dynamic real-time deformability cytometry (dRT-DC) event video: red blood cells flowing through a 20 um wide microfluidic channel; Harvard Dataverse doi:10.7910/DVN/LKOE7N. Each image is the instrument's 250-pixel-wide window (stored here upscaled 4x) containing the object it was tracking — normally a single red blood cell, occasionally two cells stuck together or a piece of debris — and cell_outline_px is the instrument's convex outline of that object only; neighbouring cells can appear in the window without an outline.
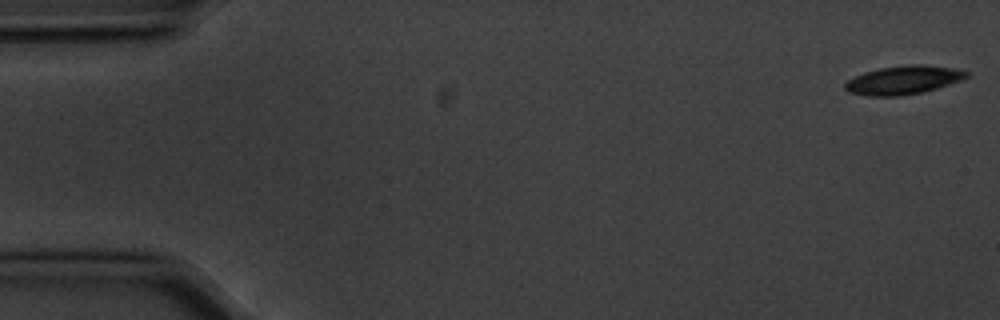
{"species": "common noctule bat (a hibernating species)", "species_latin": "Nyctalus noctula", "temperature_condition": "cold", "stored_images_in_passage": 4, "camera_frame_rate_fps": 3000, "um_per_image_px": 0.085, "animal": {"sex": "male", "body_mass_g": 20.1, "forearm_length_mm": 53.5}, "frame": {"image": 1, "passage_image": 1, "time_ms": 0.0, "image_size_px": [1000, 320], "cell_outline_px": [[968, 76], [964, 80], [924, 92], [900, 96], [868, 96], [848, 92], [844, 88], [844, 84], [848, 80], [864, 72], [880, 68], [912, 64], [924, 64], [952, 68], [968, 72]], "centroid_in_image_um": [76.8, 6.81], "position_along_channel_um": 8.2, "area_um2": 20.29}}